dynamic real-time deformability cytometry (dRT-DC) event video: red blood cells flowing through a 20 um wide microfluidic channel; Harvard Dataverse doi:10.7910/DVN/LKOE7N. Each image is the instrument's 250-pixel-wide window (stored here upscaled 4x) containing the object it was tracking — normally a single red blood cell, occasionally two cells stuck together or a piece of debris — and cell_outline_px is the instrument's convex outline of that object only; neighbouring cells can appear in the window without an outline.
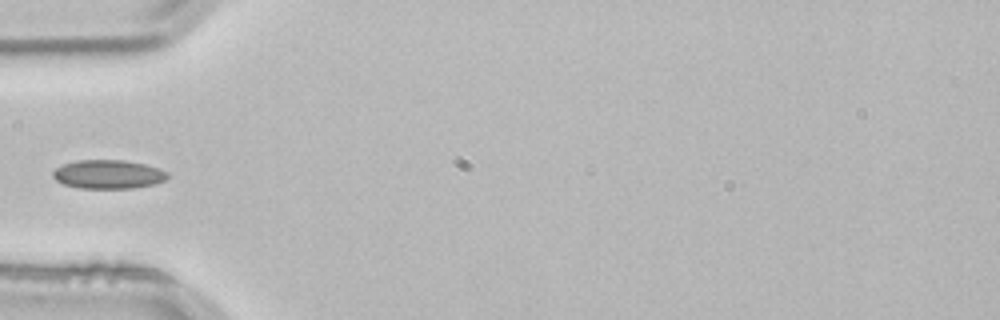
{"species": "common noctule bat (a hibernating species)", "species_latin": "Nyctalus noctula", "temperature_condition": "room temperature", "stored_images_in_passage": 2, "camera_frame_rate_fps": 3000, "um_per_image_px": 0.085, "animal": {"sex": "male", "body_mass_g": 21.5, "forearm_length_mm": 52.0}, "frame": {"image": 1, "passage_image": 2, "time_ms": 0.333, "image_size_px": [1000, 320], "cell_outline_px": [[168, 176], [164, 180], [152, 184], [132, 188], [80, 188], [64, 184], [56, 180], [52, 176], [52, 172], [56, 168], [64, 164], [76, 160], [124, 160], [144, 164], [168, 172]], "centroid_in_image_um": [9.16, 14.81], "position_along_channel_um": 75.8, "area_um2": 19.02}}